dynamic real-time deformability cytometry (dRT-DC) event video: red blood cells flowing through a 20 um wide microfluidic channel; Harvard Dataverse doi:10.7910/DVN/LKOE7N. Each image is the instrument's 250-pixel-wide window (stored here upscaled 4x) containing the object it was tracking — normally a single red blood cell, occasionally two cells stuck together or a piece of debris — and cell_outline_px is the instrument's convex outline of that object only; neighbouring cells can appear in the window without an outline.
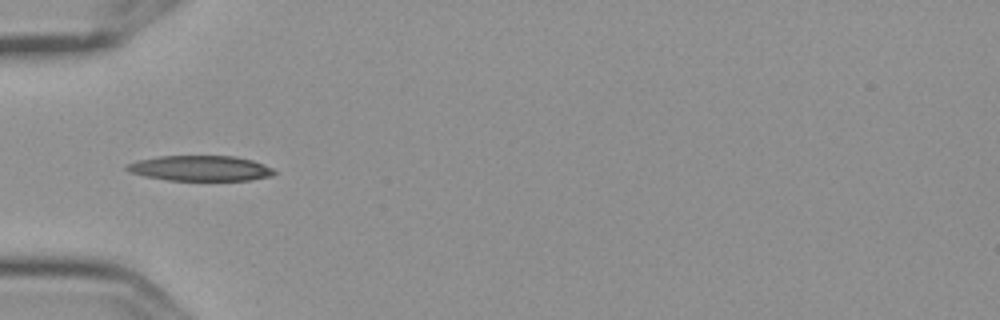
{"species": "Egyptian fruit bat (a non-hibernating species)", "species_latin": "Rousettus aegyptiacus", "temperature_condition": "cold", "stored_images_in_passage": 4, "camera_frame_rate_fps": 3000, "um_per_image_px": 0.085, "frame": {"image": 1, "passage_image": 2, "time_ms": 0.333, "image_size_px": [1000, 320], "cell_outline_px": [[276, 172], [272, 176], [248, 180], [168, 180], [144, 176], [128, 172], [124, 168], [124, 164], [136, 160], [160, 156], [236, 156], [252, 160], [264, 164], [272, 168]], "centroid_in_image_um": [16.97, 14.3], "position_along_channel_um": 68.0, "area_um2": 21.91}}
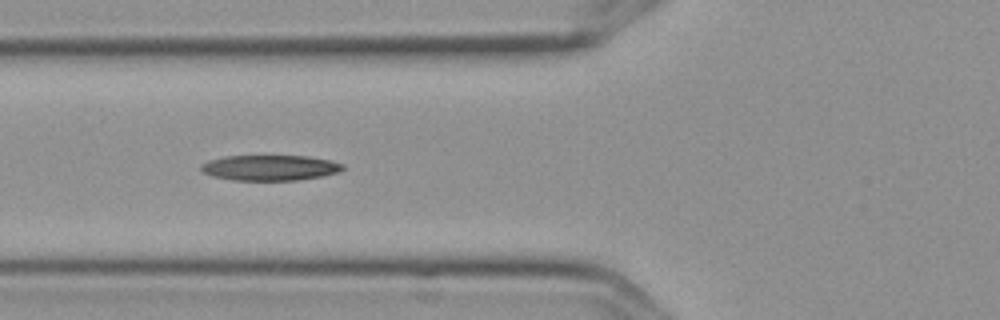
{"frame": {"image": 2, "passage_image": 3, "time_ms": 0.667, "image_size_px": [1000, 320], "cell_outline_px": [[344, 168], [340, 172], [320, 176], [296, 180], [232, 180], [212, 176], [204, 172], [200, 168], [200, 164], [208, 160], [224, 156], [308, 156], [328, 160], [344, 164]], "centroid_in_image_um": [22.92, 14.25], "position_along_channel_um": 102.9, "area_um2": 20.98}}
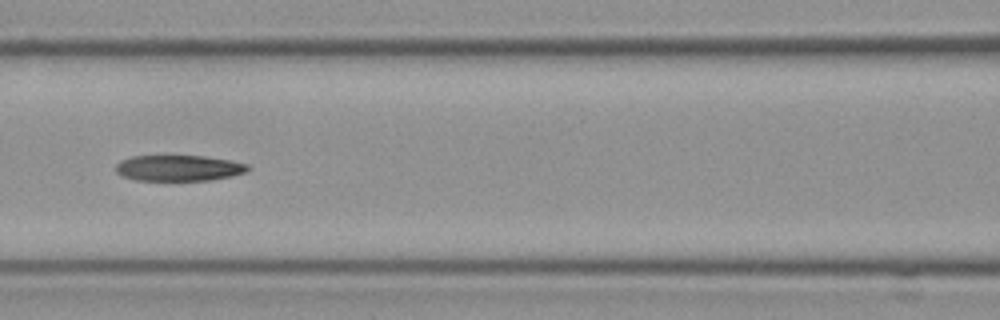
{"frame": {"image": 3, "passage_image": 4, "time_ms": 1.0, "image_size_px": [1000, 320], "cell_outline_px": [[248, 168], [244, 172], [232, 176], [212, 180], [136, 180], [120, 176], [116, 172], [116, 164], [120, 160], [132, 156], [204, 156], [228, 160], [248, 164]], "centroid_in_image_um": [15.14, 14.28], "position_along_channel_um": 151.5, "area_um2": 19.83}}